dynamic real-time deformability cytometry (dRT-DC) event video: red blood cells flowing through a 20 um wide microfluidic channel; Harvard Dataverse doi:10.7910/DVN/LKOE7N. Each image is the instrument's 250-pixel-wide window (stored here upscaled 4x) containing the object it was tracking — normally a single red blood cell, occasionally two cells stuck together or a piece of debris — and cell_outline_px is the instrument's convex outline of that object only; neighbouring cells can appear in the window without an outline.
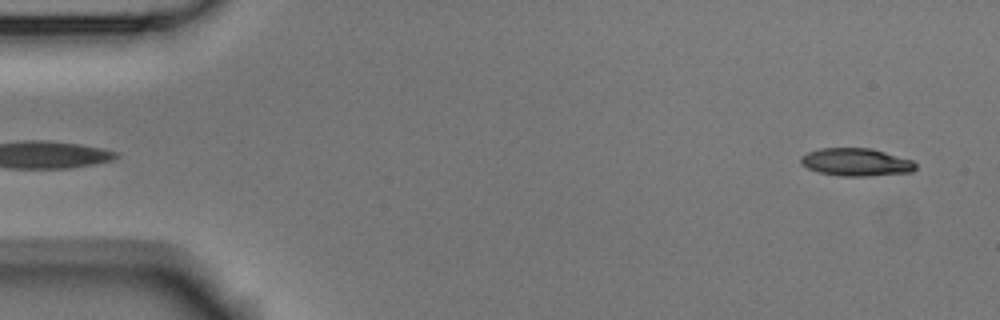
{"species": "Egyptian fruit bat (a non-hibernating species)", "species_latin": "Rousettus aegyptiacus", "temperature_condition": "room temperature", "stored_images_in_passage": 4, "segment_of_instrument_passage": [2, 2], "camera_frame_rate_fps": 3000, "um_per_image_px": 0.085, "animal": {"sex": "male"}, "frame": {"image": 1, "passage_image": 4, "time_ms": 1.0, "image_size_px": [1000, 320], "cell_outline_px": [[916, 168], [912, 172], [864, 176], [844, 176], [820, 172], [808, 168], [800, 164], [800, 156], [808, 152], [820, 148], [872, 148], [912, 160], [916, 164]], "centroid_in_image_um": [72.76, 13.77], "position_along_channel_um": 12.2, "area_um2": 18.5}}